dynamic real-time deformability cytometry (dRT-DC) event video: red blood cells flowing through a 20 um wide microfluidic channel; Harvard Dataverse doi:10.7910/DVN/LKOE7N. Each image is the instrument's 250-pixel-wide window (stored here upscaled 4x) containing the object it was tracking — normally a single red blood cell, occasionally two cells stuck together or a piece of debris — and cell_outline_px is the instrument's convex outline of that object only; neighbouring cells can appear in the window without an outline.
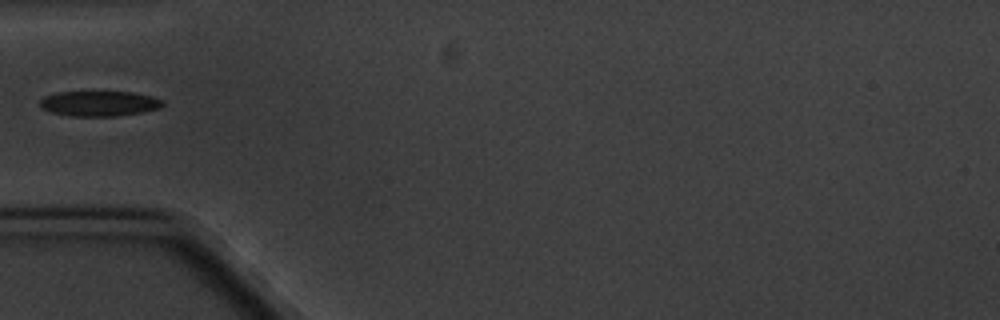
{"species": "common noctule bat (a hibernating species)", "species_latin": "Nyctalus noctula", "temperature_condition": "cold", "stored_images_in_passage": 5, "camera_frame_rate_fps": 3000, "um_per_image_px": 0.085, "animal": {"sex": "male", "body_mass_g": 20.1, "forearm_length_mm": 53.5}, "frame": {"image": 1, "passage_image": 5, "time_ms": 5.333, "image_size_px": [1000, 320], "cell_outline_px": [[164, 104], [160, 108], [144, 112], [116, 116], [72, 116], [52, 112], [40, 108], [40, 100], [44, 96], [56, 92], [132, 92], [152, 96], [164, 100]], "centroid_in_image_um": [8.45, 8.8], "position_along_channel_um": 76.5, "area_um2": 18.15}}